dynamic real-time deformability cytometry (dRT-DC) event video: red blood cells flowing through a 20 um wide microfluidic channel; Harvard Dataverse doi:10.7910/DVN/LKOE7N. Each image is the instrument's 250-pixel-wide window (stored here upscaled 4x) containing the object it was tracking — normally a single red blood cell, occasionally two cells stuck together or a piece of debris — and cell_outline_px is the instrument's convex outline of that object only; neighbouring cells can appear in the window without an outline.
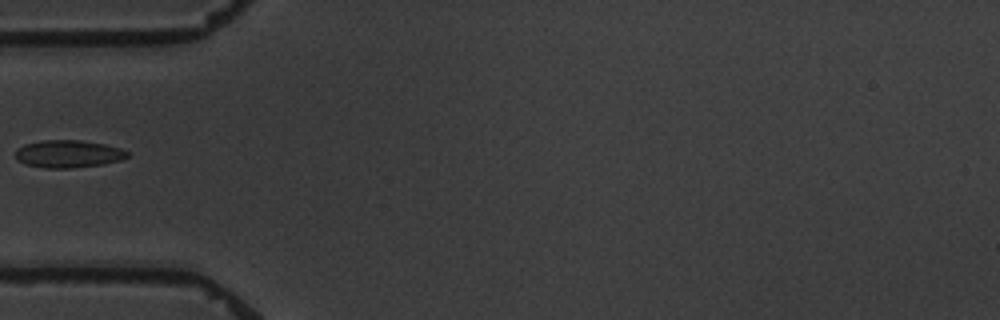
{"species": "common noctule bat (a hibernating species)", "species_latin": "Nyctalus noctula", "temperature_condition": "warm", "stored_images_in_passage": 6, "camera_frame_rate_fps": 3000, "um_per_image_px": 0.085, "animal": {"sex": "male", "body_mass_g": 19.5, "forearm_length_mm": 54.6}, "frame": {"image": 1, "passage_image": 6, "time_ms": 5.667, "image_size_px": [1000, 320], "cell_outline_px": [[128, 156], [120, 160], [104, 164], [72, 168], [44, 168], [28, 164], [16, 160], [16, 148], [24, 144], [40, 140], [80, 140], [104, 144], [120, 148], [128, 152]], "centroid_in_image_um": [5.78, 13.07], "position_along_channel_um": 79.2, "area_um2": 17.98}}